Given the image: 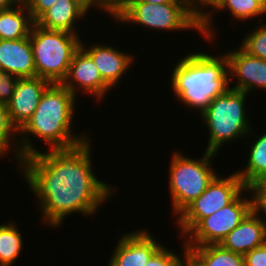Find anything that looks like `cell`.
<instances>
[{
	"label": "cell",
	"mask_w": 266,
	"mask_h": 266,
	"mask_svg": "<svg viewBox=\"0 0 266 266\" xmlns=\"http://www.w3.org/2000/svg\"><path fill=\"white\" fill-rule=\"evenodd\" d=\"M228 50L225 54L228 59L230 88L249 95L260 89L266 92V59L250 55L241 46Z\"/></svg>",
	"instance_id": "obj_11"
},
{
	"label": "cell",
	"mask_w": 266,
	"mask_h": 266,
	"mask_svg": "<svg viewBox=\"0 0 266 266\" xmlns=\"http://www.w3.org/2000/svg\"><path fill=\"white\" fill-rule=\"evenodd\" d=\"M172 152L169 165L168 189L171 200L170 214L175 219L192 201L198 198L218 175L213 167L216 153L203 149L201 158H191L178 151Z\"/></svg>",
	"instance_id": "obj_5"
},
{
	"label": "cell",
	"mask_w": 266,
	"mask_h": 266,
	"mask_svg": "<svg viewBox=\"0 0 266 266\" xmlns=\"http://www.w3.org/2000/svg\"><path fill=\"white\" fill-rule=\"evenodd\" d=\"M253 198V209L266 222V193H251Z\"/></svg>",
	"instance_id": "obj_31"
},
{
	"label": "cell",
	"mask_w": 266,
	"mask_h": 266,
	"mask_svg": "<svg viewBox=\"0 0 266 266\" xmlns=\"http://www.w3.org/2000/svg\"><path fill=\"white\" fill-rule=\"evenodd\" d=\"M252 97L246 92L229 89L225 94L214 98L209 106L199 114L204 127L208 130L205 151L219 153L222 146L246 139L253 129L247 111V98ZM246 103V104H245ZM248 113V114H247Z\"/></svg>",
	"instance_id": "obj_4"
},
{
	"label": "cell",
	"mask_w": 266,
	"mask_h": 266,
	"mask_svg": "<svg viewBox=\"0 0 266 266\" xmlns=\"http://www.w3.org/2000/svg\"><path fill=\"white\" fill-rule=\"evenodd\" d=\"M22 0H0V10L13 7L20 3Z\"/></svg>",
	"instance_id": "obj_34"
},
{
	"label": "cell",
	"mask_w": 266,
	"mask_h": 266,
	"mask_svg": "<svg viewBox=\"0 0 266 266\" xmlns=\"http://www.w3.org/2000/svg\"><path fill=\"white\" fill-rule=\"evenodd\" d=\"M266 242V222L253 209L243 221L221 241V245L235 253L246 254Z\"/></svg>",
	"instance_id": "obj_15"
},
{
	"label": "cell",
	"mask_w": 266,
	"mask_h": 266,
	"mask_svg": "<svg viewBox=\"0 0 266 266\" xmlns=\"http://www.w3.org/2000/svg\"><path fill=\"white\" fill-rule=\"evenodd\" d=\"M186 247L188 257L197 266H245L242 254L232 252L221 244Z\"/></svg>",
	"instance_id": "obj_20"
},
{
	"label": "cell",
	"mask_w": 266,
	"mask_h": 266,
	"mask_svg": "<svg viewBox=\"0 0 266 266\" xmlns=\"http://www.w3.org/2000/svg\"><path fill=\"white\" fill-rule=\"evenodd\" d=\"M119 236L106 266H145L163 246L146 227Z\"/></svg>",
	"instance_id": "obj_12"
},
{
	"label": "cell",
	"mask_w": 266,
	"mask_h": 266,
	"mask_svg": "<svg viewBox=\"0 0 266 266\" xmlns=\"http://www.w3.org/2000/svg\"><path fill=\"white\" fill-rule=\"evenodd\" d=\"M259 22L260 26L254 25V28L244 35L240 46L250 55L266 59V22Z\"/></svg>",
	"instance_id": "obj_25"
},
{
	"label": "cell",
	"mask_w": 266,
	"mask_h": 266,
	"mask_svg": "<svg viewBox=\"0 0 266 266\" xmlns=\"http://www.w3.org/2000/svg\"><path fill=\"white\" fill-rule=\"evenodd\" d=\"M227 10L235 23L255 21V18L260 19L266 14V0H225L215 12H227Z\"/></svg>",
	"instance_id": "obj_24"
},
{
	"label": "cell",
	"mask_w": 266,
	"mask_h": 266,
	"mask_svg": "<svg viewBox=\"0 0 266 266\" xmlns=\"http://www.w3.org/2000/svg\"><path fill=\"white\" fill-rule=\"evenodd\" d=\"M93 140L71 149H40L23 158L18 167L34 195L40 221L49 229L61 228L67 216L75 213L91 218L115 195V186L95 174Z\"/></svg>",
	"instance_id": "obj_1"
},
{
	"label": "cell",
	"mask_w": 266,
	"mask_h": 266,
	"mask_svg": "<svg viewBox=\"0 0 266 266\" xmlns=\"http://www.w3.org/2000/svg\"><path fill=\"white\" fill-rule=\"evenodd\" d=\"M0 71L18 78L36 77L30 37L16 40L0 39Z\"/></svg>",
	"instance_id": "obj_16"
},
{
	"label": "cell",
	"mask_w": 266,
	"mask_h": 266,
	"mask_svg": "<svg viewBox=\"0 0 266 266\" xmlns=\"http://www.w3.org/2000/svg\"><path fill=\"white\" fill-rule=\"evenodd\" d=\"M18 81V77L0 71V103L7 105L11 101Z\"/></svg>",
	"instance_id": "obj_27"
},
{
	"label": "cell",
	"mask_w": 266,
	"mask_h": 266,
	"mask_svg": "<svg viewBox=\"0 0 266 266\" xmlns=\"http://www.w3.org/2000/svg\"><path fill=\"white\" fill-rule=\"evenodd\" d=\"M36 76L50 83H62L82 36L49 30L34 23L30 32Z\"/></svg>",
	"instance_id": "obj_6"
},
{
	"label": "cell",
	"mask_w": 266,
	"mask_h": 266,
	"mask_svg": "<svg viewBox=\"0 0 266 266\" xmlns=\"http://www.w3.org/2000/svg\"><path fill=\"white\" fill-rule=\"evenodd\" d=\"M182 266H190V258L189 257L185 260V263Z\"/></svg>",
	"instance_id": "obj_36"
},
{
	"label": "cell",
	"mask_w": 266,
	"mask_h": 266,
	"mask_svg": "<svg viewBox=\"0 0 266 266\" xmlns=\"http://www.w3.org/2000/svg\"><path fill=\"white\" fill-rule=\"evenodd\" d=\"M15 220L0 223V266H12L23 252V236Z\"/></svg>",
	"instance_id": "obj_21"
},
{
	"label": "cell",
	"mask_w": 266,
	"mask_h": 266,
	"mask_svg": "<svg viewBox=\"0 0 266 266\" xmlns=\"http://www.w3.org/2000/svg\"><path fill=\"white\" fill-rule=\"evenodd\" d=\"M35 21L22 0L17 5L0 10V39L16 40L30 36Z\"/></svg>",
	"instance_id": "obj_18"
},
{
	"label": "cell",
	"mask_w": 266,
	"mask_h": 266,
	"mask_svg": "<svg viewBox=\"0 0 266 266\" xmlns=\"http://www.w3.org/2000/svg\"><path fill=\"white\" fill-rule=\"evenodd\" d=\"M265 130V131H264ZM260 135L253 133L254 128L248 134L247 138H252L249 142L248 155L245 156L247 164L243 169L235 170L246 187H250L260 176L266 173V129ZM263 133V134H262ZM257 134V135H256ZM256 135V136H255Z\"/></svg>",
	"instance_id": "obj_19"
},
{
	"label": "cell",
	"mask_w": 266,
	"mask_h": 266,
	"mask_svg": "<svg viewBox=\"0 0 266 266\" xmlns=\"http://www.w3.org/2000/svg\"><path fill=\"white\" fill-rule=\"evenodd\" d=\"M81 38L80 46L90 55L93 62L95 63L103 81L111 88L117 89L120 87V82L129 72L132 64L135 65L133 53H128L125 50L122 51L120 48L114 47V45H108L105 43H93L86 45L88 43L83 42ZM88 46V47H87Z\"/></svg>",
	"instance_id": "obj_13"
},
{
	"label": "cell",
	"mask_w": 266,
	"mask_h": 266,
	"mask_svg": "<svg viewBox=\"0 0 266 266\" xmlns=\"http://www.w3.org/2000/svg\"><path fill=\"white\" fill-rule=\"evenodd\" d=\"M182 242L181 255L176 253L175 249H168L167 246L163 244V246L147 261L145 266H182L188 258V248L183 240Z\"/></svg>",
	"instance_id": "obj_26"
},
{
	"label": "cell",
	"mask_w": 266,
	"mask_h": 266,
	"mask_svg": "<svg viewBox=\"0 0 266 266\" xmlns=\"http://www.w3.org/2000/svg\"><path fill=\"white\" fill-rule=\"evenodd\" d=\"M9 152L19 167L23 159L20 154L19 130L11 121L7 105L0 103V159L5 158L6 154L10 155Z\"/></svg>",
	"instance_id": "obj_22"
},
{
	"label": "cell",
	"mask_w": 266,
	"mask_h": 266,
	"mask_svg": "<svg viewBox=\"0 0 266 266\" xmlns=\"http://www.w3.org/2000/svg\"><path fill=\"white\" fill-rule=\"evenodd\" d=\"M225 0H189L191 13L195 20L201 25V35L208 43L216 40L214 20L215 11ZM214 11V12H213ZM214 27V28H213Z\"/></svg>",
	"instance_id": "obj_23"
},
{
	"label": "cell",
	"mask_w": 266,
	"mask_h": 266,
	"mask_svg": "<svg viewBox=\"0 0 266 266\" xmlns=\"http://www.w3.org/2000/svg\"><path fill=\"white\" fill-rule=\"evenodd\" d=\"M245 266H266V242L243 255Z\"/></svg>",
	"instance_id": "obj_28"
},
{
	"label": "cell",
	"mask_w": 266,
	"mask_h": 266,
	"mask_svg": "<svg viewBox=\"0 0 266 266\" xmlns=\"http://www.w3.org/2000/svg\"><path fill=\"white\" fill-rule=\"evenodd\" d=\"M130 1H142V2L154 3V4H166V3H172L175 0H130Z\"/></svg>",
	"instance_id": "obj_35"
},
{
	"label": "cell",
	"mask_w": 266,
	"mask_h": 266,
	"mask_svg": "<svg viewBox=\"0 0 266 266\" xmlns=\"http://www.w3.org/2000/svg\"><path fill=\"white\" fill-rule=\"evenodd\" d=\"M190 266H197V265L190 259Z\"/></svg>",
	"instance_id": "obj_37"
},
{
	"label": "cell",
	"mask_w": 266,
	"mask_h": 266,
	"mask_svg": "<svg viewBox=\"0 0 266 266\" xmlns=\"http://www.w3.org/2000/svg\"><path fill=\"white\" fill-rule=\"evenodd\" d=\"M51 83L40 77L19 78L11 101L7 104L12 123L20 130L32 117L43 92Z\"/></svg>",
	"instance_id": "obj_14"
},
{
	"label": "cell",
	"mask_w": 266,
	"mask_h": 266,
	"mask_svg": "<svg viewBox=\"0 0 266 266\" xmlns=\"http://www.w3.org/2000/svg\"><path fill=\"white\" fill-rule=\"evenodd\" d=\"M61 84L76 97L80 92L83 97L92 96L99 105L100 101L103 102L107 97V92H111V88L103 81L92 58L81 46L75 51L68 73Z\"/></svg>",
	"instance_id": "obj_10"
},
{
	"label": "cell",
	"mask_w": 266,
	"mask_h": 266,
	"mask_svg": "<svg viewBox=\"0 0 266 266\" xmlns=\"http://www.w3.org/2000/svg\"><path fill=\"white\" fill-rule=\"evenodd\" d=\"M31 17L36 21L47 9L51 8L57 0H23Z\"/></svg>",
	"instance_id": "obj_29"
},
{
	"label": "cell",
	"mask_w": 266,
	"mask_h": 266,
	"mask_svg": "<svg viewBox=\"0 0 266 266\" xmlns=\"http://www.w3.org/2000/svg\"><path fill=\"white\" fill-rule=\"evenodd\" d=\"M114 20L118 25H139L138 27L159 30L160 33L191 30L199 32L201 36V25L191 13L189 0H175L166 4L129 1Z\"/></svg>",
	"instance_id": "obj_7"
},
{
	"label": "cell",
	"mask_w": 266,
	"mask_h": 266,
	"mask_svg": "<svg viewBox=\"0 0 266 266\" xmlns=\"http://www.w3.org/2000/svg\"><path fill=\"white\" fill-rule=\"evenodd\" d=\"M185 55L171 68L169 86L177 102L201 114L214 98L230 89L228 59L224 51L215 55L199 50Z\"/></svg>",
	"instance_id": "obj_3"
},
{
	"label": "cell",
	"mask_w": 266,
	"mask_h": 266,
	"mask_svg": "<svg viewBox=\"0 0 266 266\" xmlns=\"http://www.w3.org/2000/svg\"><path fill=\"white\" fill-rule=\"evenodd\" d=\"M85 6L90 12L98 9V0H77ZM95 7V8H94ZM91 9V10H90Z\"/></svg>",
	"instance_id": "obj_33"
},
{
	"label": "cell",
	"mask_w": 266,
	"mask_h": 266,
	"mask_svg": "<svg viewBox=\"0 0 266 266\" xmlns=\"http://www.w3.org/2000/svg\"><path fill=\"white\" fill-rule=\"evenodd\" d=\"M251 193H266V173L260 176L250 187Z\"/></svg>",
	"instance_id": "obj_32"
},
{
	"label": "cell",
	"mask_w": 266,
	"mask_h": 266,
	"mask_svg": "<svg viewBox=\"0 0 266 266\" xmlns=\"http://www.w3.org/2000/svg\"><path fill=\"white\" fill-rule=\"evenodd\" d=\"M130 0H98V10L107 12L112 19L128 4Z\"/></svg>",
	"instance_id": "obj_30"
},
{
	"label": "cell",
	"mask_w": 266,
	"mask_h": 266,
	"mask_svg": "<svg viewBox=\"0 0 266 266\" xmlns=\"http://www.w3.org/2000/svg\"><path fill=\"white\" fill-rule=\"evenodd\" d=\"M76 98L78 97L61 83H51L46 88L34 114L19 130L22 158L40 151L34 145L36 141L34 143L31 140L33 137L47 144L50 150L71 149L92 138L87 132H74L76 103L78 104Z\"/></svg>",
	"instance_id": "obj_2"
},
{
	"label": "cell",
	"mask_w": 266,
	"mask_h": 266,
	"mask_svg": "<svg viewBox=\"0 0 266 266\" xmlns=\"http://www.w3.org/2000/svg\"><path fill=\"white\" fill-rule=\"evenodd\" d=\"M245 188L235 171L227 176L219 173L206 190L175 218L180 236L183 238L202 218L230 204Z\"/></svg>",
	"instance_id": "obj_8"
},
{
	"label": "cell",
	"mask_w": 266,
	"mask_h": 266,
	"mask_svg": "<svg viewBox=\"0 0 266 266\" xmlns=\"http://www.w3.org/2000/svg\"><path fill=\"white\" fill-rule=\"evenodd\" d=\"M252 210V194L246 187L230 204L202 218L182 239L186 246L220 244Z\"/></svg>",
	"instance_id": "obj_9"
},
{
	"label": "cell",
	"mask_w": 266,
	"mask_h": 266,
	"mask_svg": "<svg viewBox=\"0 0 266 266\" xmlns=\"http://www.w3.org/2000/svg\"><path fill=\"white\" fill-rule=\"evenodd\" d=\"M90 11L77 0H57L35 23L49 30H60L80 35L77 30ZM84 20V21H83ZM76 27V28H75Z\"/></svg>",
	"instance_id": "obj_17"
}]
</instances>
